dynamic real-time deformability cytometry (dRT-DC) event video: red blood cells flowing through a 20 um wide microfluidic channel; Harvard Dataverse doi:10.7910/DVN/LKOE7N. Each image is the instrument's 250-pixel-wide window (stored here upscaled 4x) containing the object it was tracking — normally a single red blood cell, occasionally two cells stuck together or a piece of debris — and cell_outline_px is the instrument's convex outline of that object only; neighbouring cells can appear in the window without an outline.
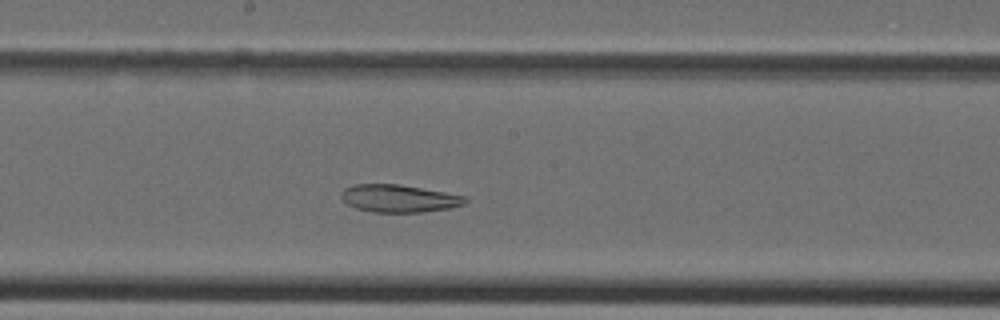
{"species": "Egyptian fruit bat (a non-hibernating species)", "species_latin": "Rousettus aegyptiacus", "temperature_condition": "cold", "stored_images_in_passage": 30, "segment_of_instrument_passage": [1, 2], "camera_frame_rate_fps": 3000, "um_per_image_px": 0.085, "animal": {"sex": "female"}, "frame": {"image": 1, "passage_image": 11, "time_ms": 3.333, "image_size_px": [1000, 320], "cell_outline_px": [[468, 200], [464, 204], [452, 208], [424, 212], [372, 212], [356, 208], [348, 204], [340, 196], [340, 192], [344, 188], [352, 184], [396, 184], [444, 192], [464, 196]], "centroid_in_image_um": [33.89, 16.87], "position_along_channel_um": 214.3, "area_um2": 19.88}}
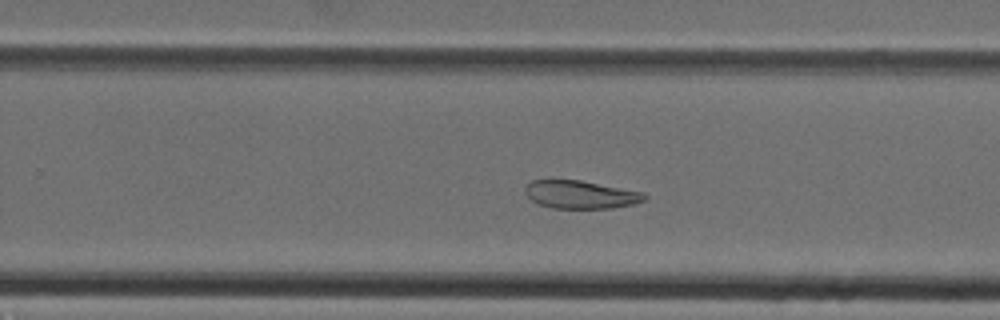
{"frame": {"image": 2, "passage_image": 15, "time_ms": 4.667, "image_size_px": [1000, 320], "cell_outline_px": [[648, 196], [644, 200], [636, 204], [612, 208], [552, 208], [540, 204], [532, 200], [524, 192], [524, 188], [532, 180], [580, 180], [644, 192]], "centroid_in_image_um": [49.38, 16.54], "position_along_channel_um": 280.4, "area_um2": 19.48}}
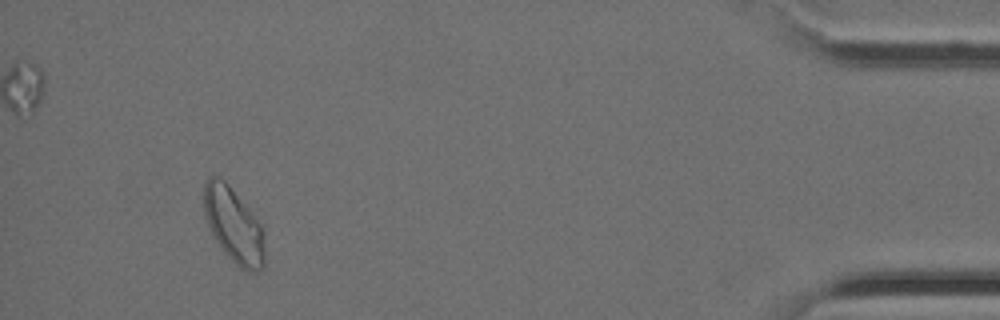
{"frame": {"image": 3, "passage_image": 27, "time_ms": 8.667, "image_size_px": [1000, 320], "cell_outline_px": [[264, 268], [256, 272], [244, 272], [228, 256], [216, 240], [208, 224], [200, 204], [204, 184], [208, 176], [216, 176], [224, 180], [228, 184], [264, 228]], "centroid_in_image_um": [19.84, 19.13], "position_along_channel_um": 415.4, "area_um2": 26.88}}